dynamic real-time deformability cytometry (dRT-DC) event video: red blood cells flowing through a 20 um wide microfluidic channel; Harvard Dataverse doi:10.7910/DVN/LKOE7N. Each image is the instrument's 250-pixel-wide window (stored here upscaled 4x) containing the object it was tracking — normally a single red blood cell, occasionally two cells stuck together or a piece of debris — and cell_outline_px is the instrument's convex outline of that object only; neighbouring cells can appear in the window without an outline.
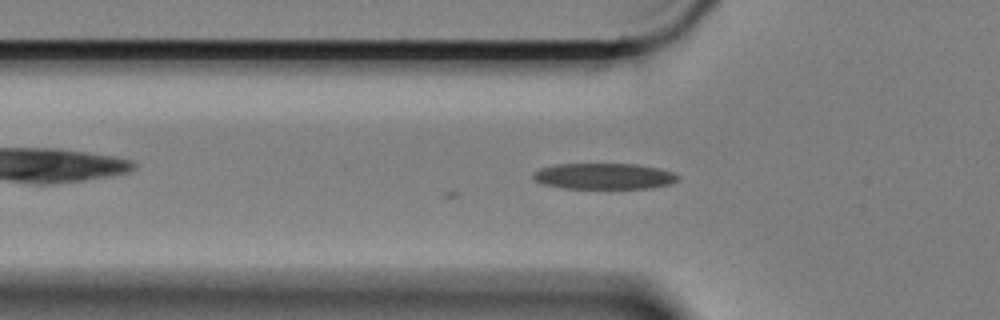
{"species": "Egyptian fruit bat (a non-hibernating species)", "species_latin": "Rousettus aegyptiacus", "temperature_condition": "cold", "stored_images_in_passage": 2, "camera_frame_rate_fps": 3000, "um_per_image_px": 0.085, "animal": {"sex": "female"}, "frame": {"image": 1, "passage_image": 2, "time_ms": 0.333, "image_size_px": [1000, 320], "cell_outline_px": [[680, 176], [676, 180], [668, 184], [652, 188], [560, 188], [544, 184], [536, 180], [532, 176], [532, 172], [540, 168], [556, 164], [636, 164], [660, 168], [672, 172]], "centroid_in_image_um": [51.32, 14.97], "position_along_channel_um": 74.5, "area_um2": 21.91}}